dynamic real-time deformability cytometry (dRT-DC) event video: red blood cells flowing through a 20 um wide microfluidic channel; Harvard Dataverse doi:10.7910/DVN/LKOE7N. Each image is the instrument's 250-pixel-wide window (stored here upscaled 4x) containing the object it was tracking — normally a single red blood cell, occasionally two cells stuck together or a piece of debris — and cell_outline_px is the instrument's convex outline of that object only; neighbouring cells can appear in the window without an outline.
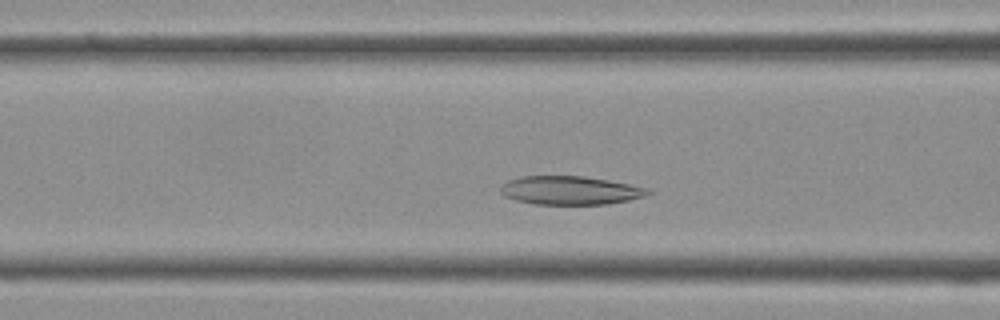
{"species": "Egyptian fruit bat (a non-hibernating species)", "species_latin": "Rousettus aegyptiacus", "temperature_condition": "cold", "stored_images_in_passage": 35, "segment_of_instrument_passage": [1, 2], "camera_frame_rate_fps": 3000, "um_per_image_px": 0.085, "frame": {"image": 1, "passage_image": 9, "time_ms": 2.667, "image_size_px": [1000, 320], "cell_outline_px": [[652, 192], [644, 196], [628, 200], [608, 204], [532, 204], [516, 200], [504, 196], [500, 192], [500, 188], [508, 180], [520, 176], [584, 176], [608, 180], [648, 188]], "centroid_in_image_um": [48.44, 16.18], "position_along_channel_um": 118.2, "area_um2": 24.45}}
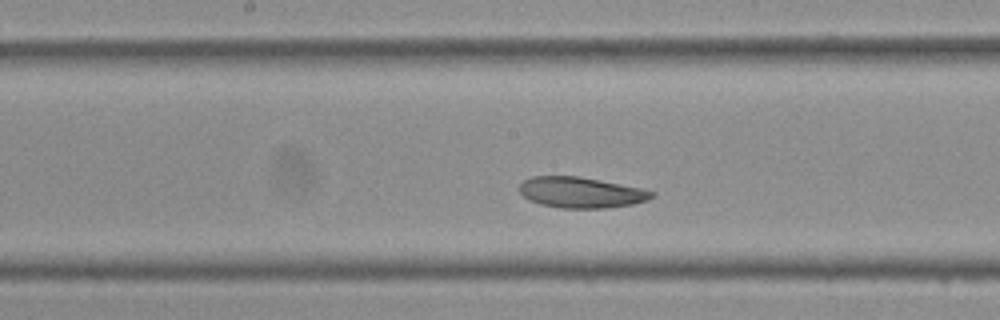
{"frame": {"image": 2, "passage_image": 14, "time_ms": 4.333, "image_size_px": [1000, 320], "cell_outline_px": [[656, 192], [648, 200], [632, 204], [604, 208], [560, 208], [540, 204], [528, 200], [520, 192], [520, 184], [524, 180], [532, 176], [576, 176], [600, 180], [640, 188]], "centroid_in_image_um": [49.36, 16.36], "position_along_channel_um": 198.8, "area_um2": 23.58}}
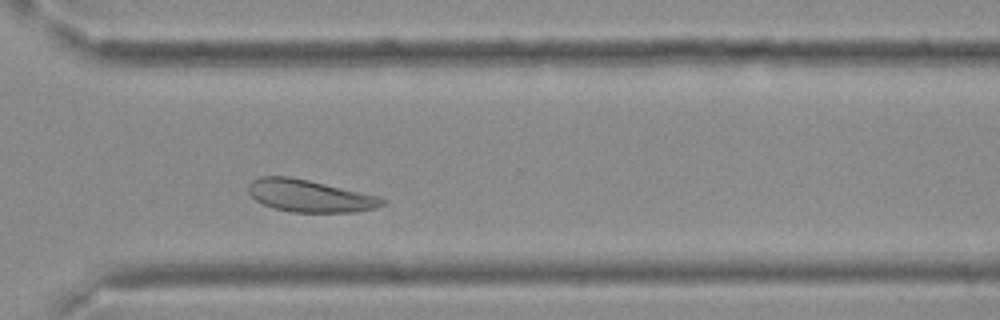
{"frame": {"image": 3, "passage_image": 23, "time_ms": 7.333, "image_size_px": [1000, 320], "cell_outline_px": [[388, 200], [384, 204], [376, 208], [352, 212], [292, 212], [272, 208], [256, 200], [248, 192], [248, 184], [252, 180], [260, 176], [288, 176], [308, 180], [376, 196]], "centroid_in_image_um": [26.28, 16.65], "position_along_channel_um": 344.3, "area_um2": 24.91}}